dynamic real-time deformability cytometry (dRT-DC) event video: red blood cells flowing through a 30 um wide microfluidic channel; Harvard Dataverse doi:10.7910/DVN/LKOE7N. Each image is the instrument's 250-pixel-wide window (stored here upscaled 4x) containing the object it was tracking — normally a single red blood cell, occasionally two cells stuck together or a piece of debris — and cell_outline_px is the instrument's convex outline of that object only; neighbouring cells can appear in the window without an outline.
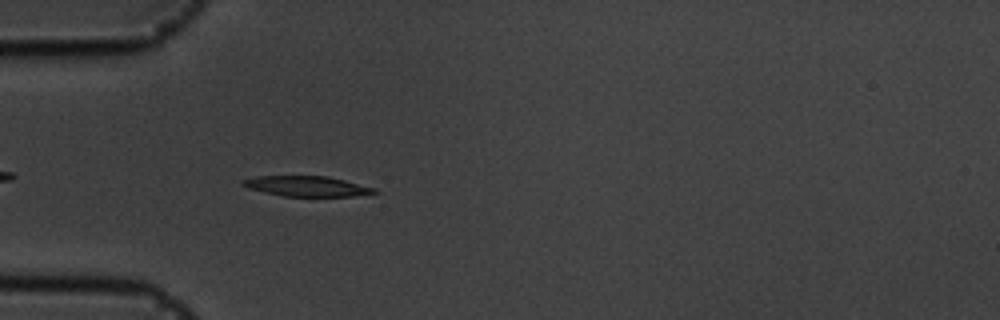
{"species": "common noctule bat (a hibernating species)", "species_latin": "Nyctalus noctula", "temperature_condition": "cold", "stored_images_in_passage": 44, "camera_frame_rate_fps": 3000, "um_per_image_px": 0.085, "animal": {"sex": "male", "body_mass_g": 19.5, "forearm_length_mm": 54.6}, "frame": {"image": 1, "passage_image": 5, "time_ms": 1.333, "image_size_px": [1000, 320], "cell_outline_px": [[380, 192], [356, 196], [284, 196], [264, 192], [248, 188], [240, 184], [240, 180], [256, 176], [328, 176], [376, 188]], "centroid_in_image_um": [26.08, 15.82], "position_along_channel_um": 58.9, "area_um2": 15.61}}
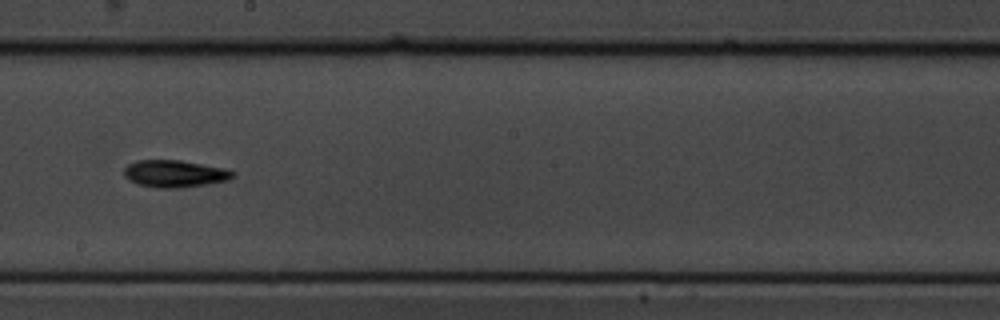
{"frame": {"image": 2, "passage_image": 20, "time_ms": 6.333, "image_size_px": [1000, 320], "cell_outline_px": [[236, 176], [228, 180], [180, 188], [160, 188], [136, 184], [128, 180], [124, 176], [124, 168], [128, 164], [136, 160], [180, 160], [224, 168], [236, 172]], "centroid_in_image_um": [14.83, 14.76], "position_along_channel_um": 233.4, "area_um2": 17.28}}
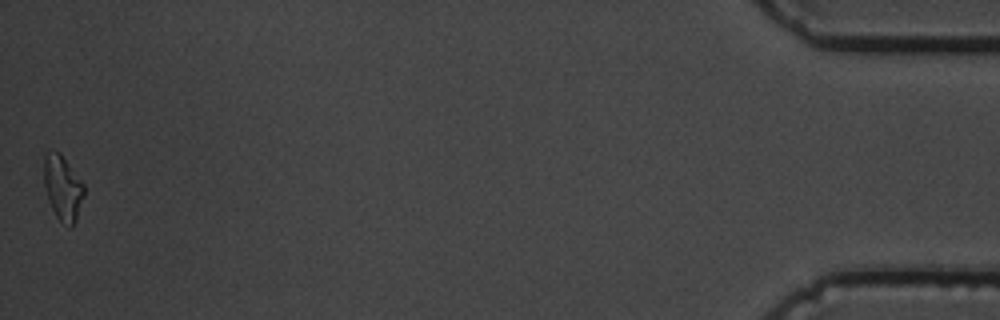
{"frame": {"image": 3, "passage_image": 44, "time_ms": 14.333, "image_size_px": [1000, 320], "cell_outline_px": [[84, 196], [76, 220], [72, 228], [68, 228], [56, 216], [48, 200], [44, 184], [44, 156], [48, 152], [60, 152], [84, 184]], "centroid_in_image_um": [5.34, 16.0], "position_along_channel_um": 429.9, "area_um2": 15.14}, "authors_computed_cell_mechanics": {"area_um2": 15.7505, "velocity_mm_per_s": 3.5898, "shape_relaxation_time_tau1_ms": 2.2974, "shape_relaxation_time_tau2_ms": null, "deformation_change_tau1": 0.1253, "deformation_change_tau2": null}}